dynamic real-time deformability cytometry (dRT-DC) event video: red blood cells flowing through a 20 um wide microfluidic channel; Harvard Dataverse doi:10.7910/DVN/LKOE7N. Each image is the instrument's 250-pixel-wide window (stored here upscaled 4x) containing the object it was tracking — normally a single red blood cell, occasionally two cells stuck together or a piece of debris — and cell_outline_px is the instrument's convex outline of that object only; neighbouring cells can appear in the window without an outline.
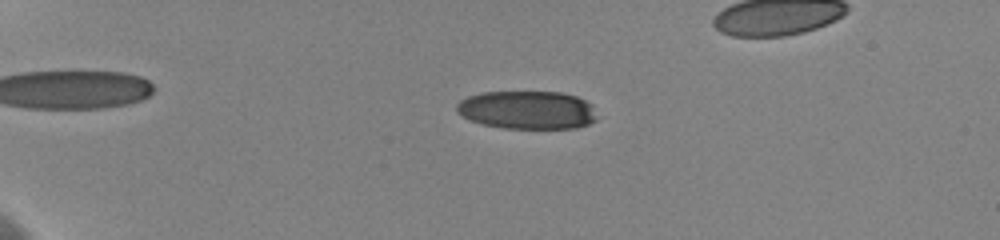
{"species": "human", "species_latin": "Homo sapiens", "temperature_condition": "cold", "stored_images_in_passage": 58, "camera_frame_rate_fps": 3000, "um_per_image_px": 0.085, "donor": {"sex": "female"}, "frame": {"image": 1, "passage_image": 18, "time_ms": 5.333, "image_size_px": [1000, 240], "cell_outline_px": [[596, 120], [588, 124], [576, 128], [504, 128], [480, 124], [468, 120], [460, 116], [456, 112], [456, 104], [460, 100], [468, 96], [484, 92], [560, 92], [576, 96], [592, 104], [596, 116]], "centroid_in_image_um": [44.77, 9.35], "position_along_channel_um": 40.2, "area_um2": 31.5}}
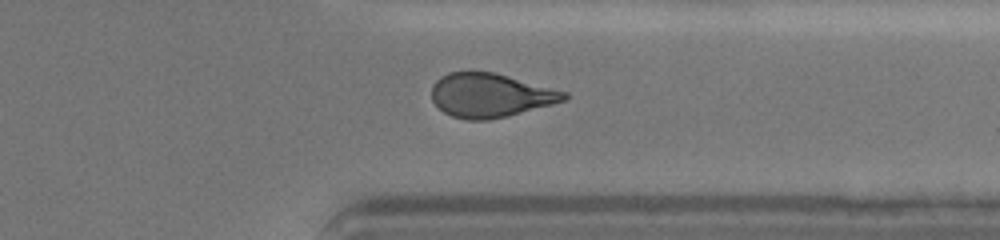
{"frame": {"image": 2, "passage_image": 52, "time_ms": 16.333, "image_size_px": [1000, 240], "cell_outline_px": [[568, 96], [564, 100], [552, 104], [508, 116], [488, 120], [468, 120], [452, 116], [444, 112], [432, 100], [432, 84], [440, 76], [448, 72], [496, 72], [568, 92]], "centroid_in_image_um": [41.67, 8.09], "position_along_channel_um": 369.7, "area_um2": 33.93}}
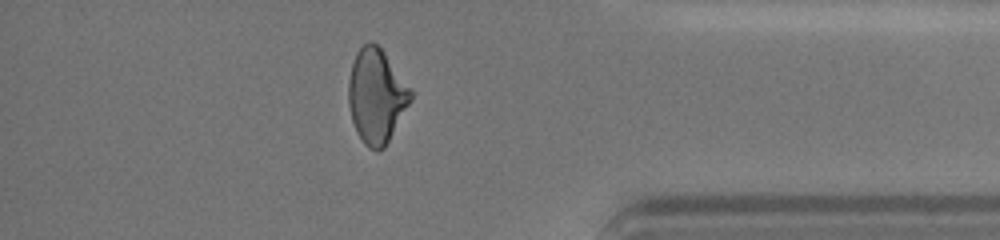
{"frame": {"image": 3, "passage_image": 55, "time_ms": 17.667, "image_size_px": [1000, 240], "cell_outline_px": [[412, 96], [408, 104], [384, 148], [376, 152], [368, 148], [364, 144], [356, 132], [352, 120], [348, 104], [348, 80], [352, 64], [356, 52], [368, 40], [372, 40], [384, 52], [412, 88]], "centroid_in_image_um": [31.97, 8.14], "position_along_channel_um": 403.2, "area_um2": 34.1}}